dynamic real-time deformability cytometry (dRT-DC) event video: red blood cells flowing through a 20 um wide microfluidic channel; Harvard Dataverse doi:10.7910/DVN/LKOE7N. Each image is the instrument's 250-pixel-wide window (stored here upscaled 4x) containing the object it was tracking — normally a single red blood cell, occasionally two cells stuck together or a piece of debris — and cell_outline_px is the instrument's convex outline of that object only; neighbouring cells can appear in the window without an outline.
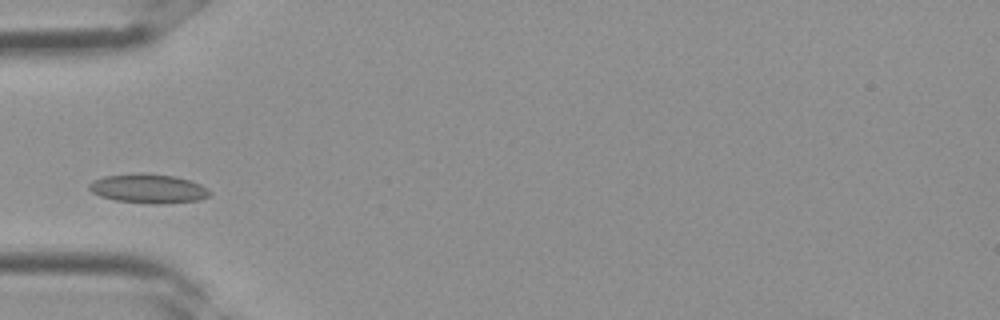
{"species": "Egyptian fruit bat (a non-hibernating species)", "species_latin": "Rousettus aegyptiacus", "temperature_condition": "room temperature", "stored_images_in_passage": 2, "camera_frame_rate_fps": 3000, "um_per_image_px": 0.085, "frame": {"image": 1, "passage_image": 2, "time_ms": 0.333, "image_size_px": [1000, 320], "cell_outline_px": [[208, 196], [200, 200], [160, 204], [152, 204], [116, 200], [100, 196], [92, 192], [88, 188], [88, 184], [92, 180], [104, 176], [140, 172], [144, 172], [176, 176], [192, 180], [208, 188]], "centroid_in_image_um": [12.59, 16.01], "position_along_channel_um": 72.4, "area_um2": 20.75}}